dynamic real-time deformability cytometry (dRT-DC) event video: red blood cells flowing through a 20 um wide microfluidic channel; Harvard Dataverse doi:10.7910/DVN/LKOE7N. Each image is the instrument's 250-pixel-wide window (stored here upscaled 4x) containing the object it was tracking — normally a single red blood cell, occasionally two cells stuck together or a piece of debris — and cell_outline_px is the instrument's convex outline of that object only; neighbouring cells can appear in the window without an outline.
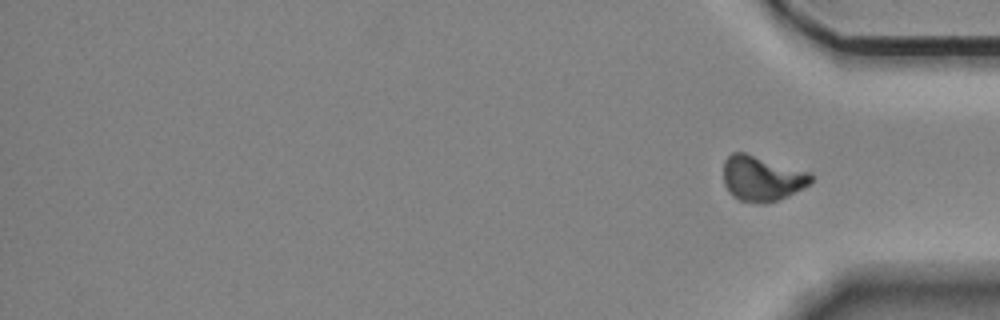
{"species": "Egyptian fruit bat (a non-hibernating species)", "species_latin": "Rousettus aegyptiacus", "temperature_condition": "room temperature", "stored_images_in_passage": 15, "camera_frame_rate_fps": 3000, "um_per_image_px": 0.085, "animal": {"sex": "female"}, "frame": {"image": 1, "passage_image": 15, "time_ms": 17.333, "image_size_px": [1000, 320], "cell_outline_px": [[812, 180], [804, 188], [788, 196], [776, 200], [760, 204], [756, 204], [740, 200], [732, 196], [728, 192], [724, 184], [724, 160], [732, 152], [744, 152], [808, 172], [812, 176]], "centroid_in_image_um": [64.72, 15.18], "position_along_channel_um": 370.5, "area_um2": 22.95}}